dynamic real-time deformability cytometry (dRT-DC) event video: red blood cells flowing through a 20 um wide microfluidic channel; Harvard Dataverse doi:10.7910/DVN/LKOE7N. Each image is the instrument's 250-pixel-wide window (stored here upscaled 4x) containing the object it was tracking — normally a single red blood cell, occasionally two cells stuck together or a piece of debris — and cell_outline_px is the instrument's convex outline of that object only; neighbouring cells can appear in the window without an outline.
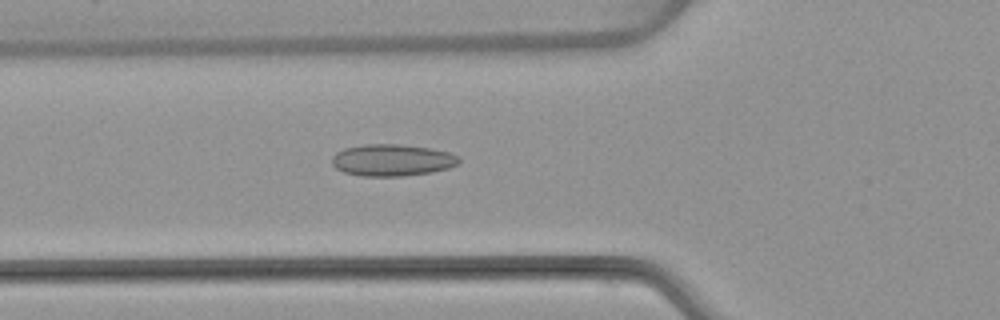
{"species": "common noctule bat (a hibernating species)", "species_latin": "Nyctalus noctula", "temperature_condition": "warm", "stored_images_in_passage": 53, "camera_frame_rate_fps": 3000, "um_per_image_px": 0.085, "animal": {"sex": "female", "body_mass_g": 22.7, "forearm_length_mm": 54.2}, "frame": {"image": 1, "passage_image": 19, "time_ms": 6.0, "image_size_px": [1000, 320], "cell_outline_px": [[460, 160], [456, 164], [448, 168], [432, 172], [404, 176], [360, 176], [344, 172], [336, 168], [332, 164], [332, 156], [336, 152], [344, 148], [364, 144], [400, 144], [432, 148], [448, 152], [460, 156]], "centroid_in_image_um": [33.32, 13.6], "position_along_channel_um": 92.5, "area_um2": 23.7}}
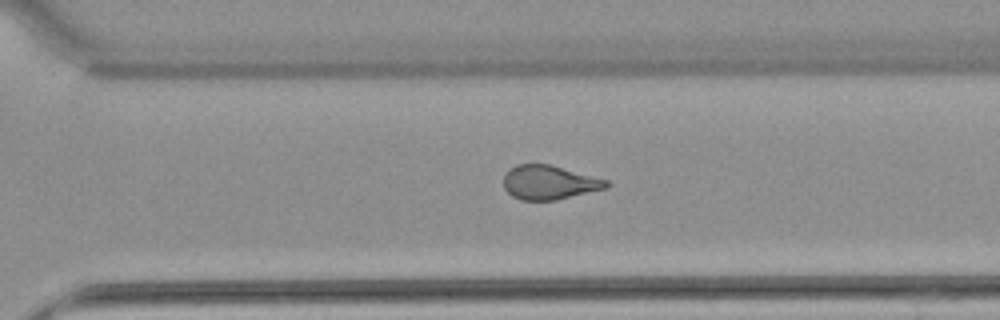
{"frame": {"image": 2, "passage_image": 37, "time_ms": 12.0, "image_size_px": [1000, 320], "cell_outline_px": [[612, 184], [608, 188], [556, 200], [520, 200], [512, 196], [504, 188], [504, 176], [508, 168], [516, 164], [548, 164], [608, 180]], "centroid_in_image_um": [46.69, 15.51], "position_along_channel_um": 323.9, "area_um2": 20.52}}
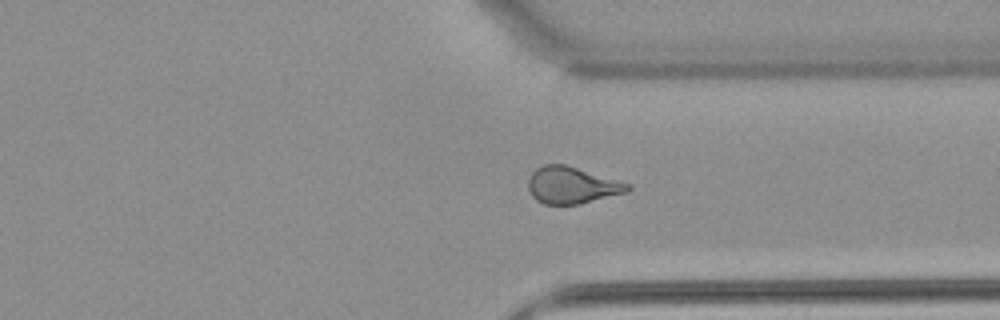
{"frame": {"image": 3, "passage_image": 40, "time_ms": 13.0, "image_size_px": [1000, 320], "cell_outline_px": [[632, 188], [628, 192], [580, 204], [544, 204], [536, 200], [532, 196], [528, 188], [528, 180], [532, 172], [536, 168], [544, 164], [564, 164], [628, 184]], "centroid_in_image_um": [48.57, 15.76], "position_along_channel_um": 362.8, "area_um2": 21.04}, "authors_computed_cell_mechanics": {"area_um2": 22.1374, "velocity_mm_per_s": 3.8593, "shape_relaxation_time_tau1_ms": null, "shape_relaxation_time_tau2_ms": 1.2454, "deformation_change_tau1": null, "deformation_change_tau2": 0.0937}}